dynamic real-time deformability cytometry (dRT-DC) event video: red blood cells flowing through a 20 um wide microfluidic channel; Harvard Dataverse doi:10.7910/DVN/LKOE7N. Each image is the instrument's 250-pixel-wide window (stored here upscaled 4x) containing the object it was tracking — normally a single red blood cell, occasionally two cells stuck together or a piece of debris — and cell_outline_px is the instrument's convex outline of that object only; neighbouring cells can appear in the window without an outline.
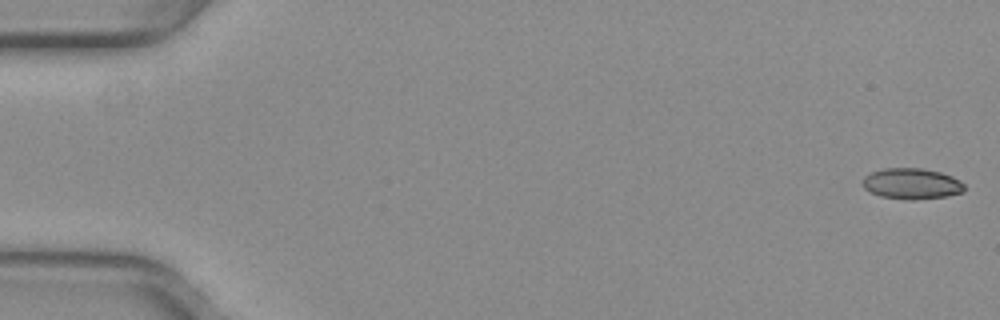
{"species": "common noctule bat (a hibernating species)", "species_latin": "Nyctalus noctula", "temperature_condition": "warm", "stored_images_in_passage": 53, "camera_frame_rate_fps": 3000, "um_per_image_px": 0.085, "animal": {"sex": "female", "body_mass_g": 29.2, "forearm_length_mm": 56.3}, "frame": {"image": 1, "passage_image": 1, "time_ms": 0.0, "image_size_px": [1000, 320], "cell_outline_px": [[964, 192], [944, 196], [916, 200], [904, 200], [880, 196], [864, 188], [864, 176], [872, 172], [884, 168], [920, 168], [940, 172], [952, 176], [960, 180], [964, 184]], "centroid_in_image_um": [77.51, 15.62], "position_along_channel_um": 7.5, "area_um2": 18.26}}
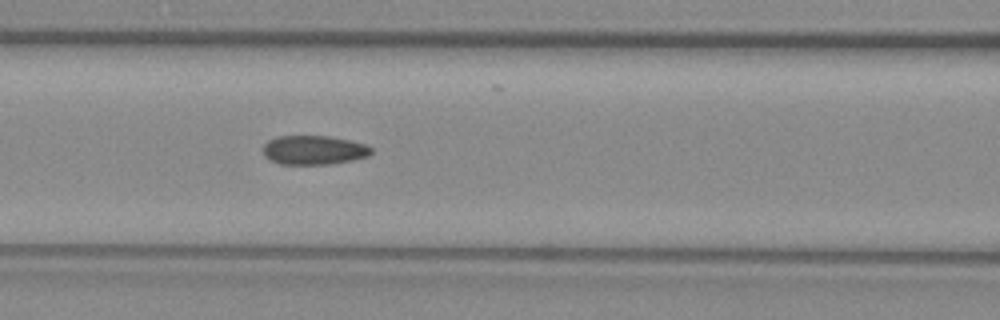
{"frame": {"image": 2, "passage_image": 23, "time_ms": 7.333, "image_size_px": [1000, 320], "cell_outline_px": [[372, 152], [368, 156], [352, 160], [332, 164], [280, 164], [264, 156], [264, 144], [268, 140], [276, 136], [328, 136], [348, 140], [364, 144], [372, 148]], "centroid_in_image_um": [26.66, 12.75], "position_along_channel_um": 139.9, "area_um2": 18.26}}
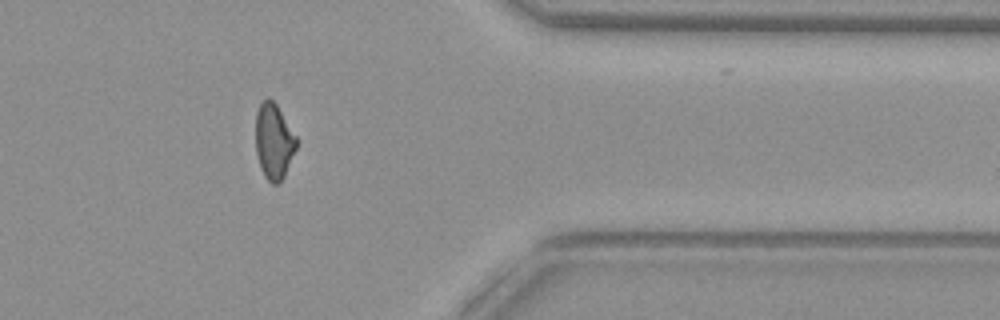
{"frame": {"image": 3, "passage_image": 43, "time_ms": 14.0, "image_size_px": [1000, 320], "cell_outline_px": [[296, 148], [284, 176], [276, 184], [272, 184], [264, 176], [260, 168], [256, 152], [256, 112], [260, 104], [268, 96], [276, 104], [296, 136]], "centroid_in_image_um": [23.25, 12.01], "position_along_channel_um": 388.1, "area_um2": 17.74}, "authors_computed_cell_mechanics": {"area_um2": 18.6116, "velocity_mm_per_s": 3.9899, "shape_relaxation_time_tau1_ms": null, "shape_relaxation_time_tau2_ms": 1.5745, "deformation_change_tau1": null, "deformation_change_tau2": 0.0726}}